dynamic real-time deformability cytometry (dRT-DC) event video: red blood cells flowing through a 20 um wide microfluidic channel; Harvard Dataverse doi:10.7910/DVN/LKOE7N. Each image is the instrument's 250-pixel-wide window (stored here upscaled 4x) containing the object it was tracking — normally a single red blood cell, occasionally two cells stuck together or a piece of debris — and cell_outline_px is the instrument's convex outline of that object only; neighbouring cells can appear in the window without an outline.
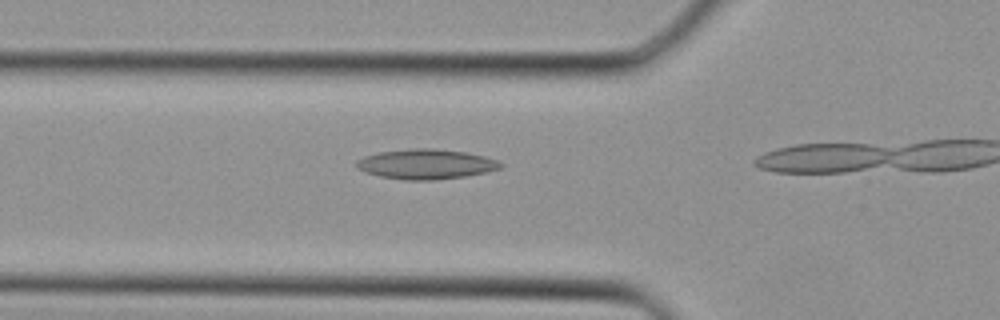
{"species": "Egyptian fruit bat (a non-hibernating species)", "species_latin": "Rousettus aegyptiacus", "temperature_condition": "cold", "stored_images_in_passage": 3, "camera_frame_rate_fps": 3000, "um_per_image_px": 0.085, "animal": {"sex": "female"}, "frame": {"image": 1, "passage_image": 2, "time_ms": 0.333, "image_size_px": [1000, 320], "cell_outline_px": [[504, 164], [500, 168], [484, 172], [464, 176], [436, 180], [404, 180], [380, 176], [364, 172], [356, 168], [356, 160], [364, 156], [380, 152], [412, 148], [432, 148], [464, 152], [484, 156], [500, 160]], "centroid_in_image_um": [36.19, 13.95], "position_along_channel_um": 89.6, "area_um2": 25.14}}